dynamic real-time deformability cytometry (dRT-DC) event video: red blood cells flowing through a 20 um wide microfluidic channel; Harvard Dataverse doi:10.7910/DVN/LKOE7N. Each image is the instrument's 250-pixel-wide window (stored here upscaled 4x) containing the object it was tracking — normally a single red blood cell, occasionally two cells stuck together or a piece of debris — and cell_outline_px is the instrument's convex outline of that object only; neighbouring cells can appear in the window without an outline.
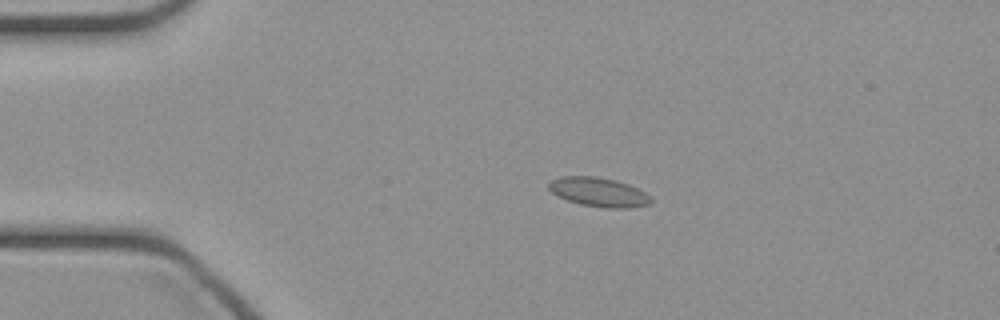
{"species": "common noctule bat (a hibernating species)", "species_latin": "Nyctalus noctula", "temperature_condition": "cold", "stored_images_in_passage": 41, "camera_frame_rate_fps": 3000, "um_per_image_px": 0.085, "animal": {"sex": "female", "body_mass_g": 21.9}, "frame": {"image": 1, "passage_image": 4, "time_ms": 1.0, "image_size_px": [1000, 320], "cell_outline_px": [[652, 200], [648, 204], [628, 208], [608, 208], [580, 204], [568, 200], [552, 192], [548, 188], [548, 180], [560, 176], [596, 176], [616, 180], [628, 184], [644, 192]], "centroid_in_image_um": [50.84, 16.31], "position_along_channel_um": 34.2, "area_um2": 17.22}}
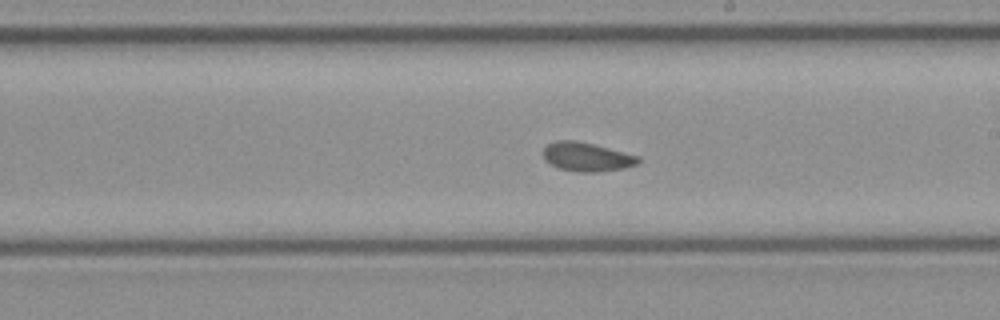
{"frame": {"image": 2, "passage_image": 21, "time_ms": 6.667, "image_size_px": [1000, 320], "cell_outline_px": [[640, 160], [636, 164], [624, 168], [596, 172], [576, 172], [560, 168], [544, 160], [544, 148], [548, 144], [556, 140], [576, 140], [640, 156]], "centroid_in_image_um": [49.87, 13.33], "position_along_channel_um": 239.1, "area_um2": 15.84}}
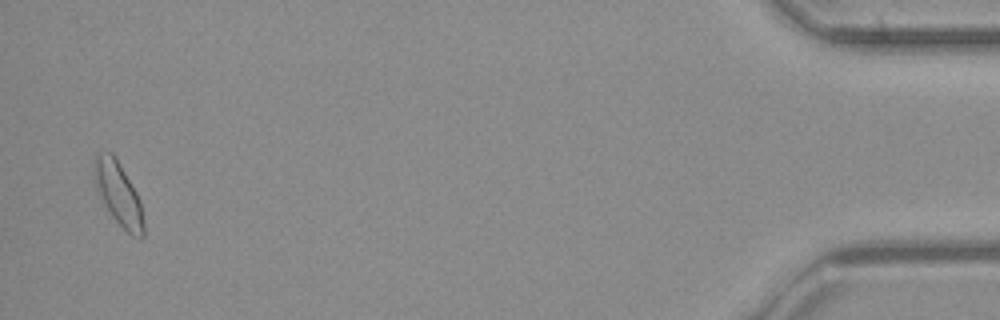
{"frame": {"image": 3, "passage_image": 40, "time_ms": 13.0, "image_size_px": [1000, 320], "cell_outline_px": [[144, 236], [132, 236], [112, 216], [96, 188], [92, 160], [96, 152], [112, 152], [136, 192], [140, 200], [144, 220]], "centroid_in_image_um": [10.05, 16.42], "position_along_channel_um": 425.2, "area_um2": 17.86}}